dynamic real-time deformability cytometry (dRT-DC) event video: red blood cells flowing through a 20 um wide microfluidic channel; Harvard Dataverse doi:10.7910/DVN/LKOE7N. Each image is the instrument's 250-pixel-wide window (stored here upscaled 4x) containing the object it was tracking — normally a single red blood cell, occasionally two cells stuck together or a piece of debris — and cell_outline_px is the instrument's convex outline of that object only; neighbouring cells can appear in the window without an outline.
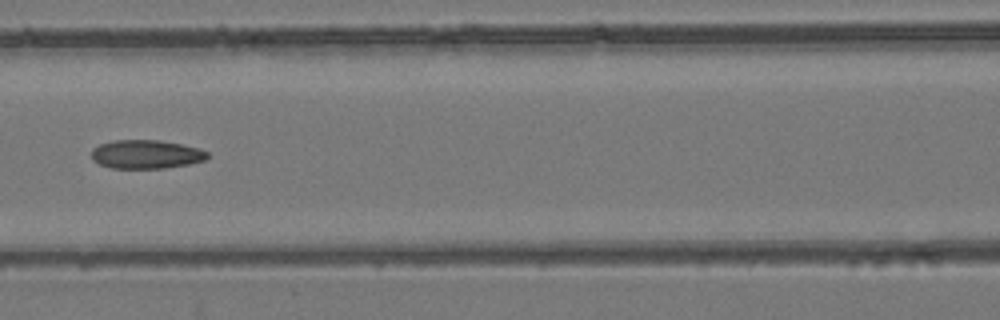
{"species": "common noctule bat (a hibernating species)", "species_latin": "Nyctalus noctula", "temperature_condition": "room temperature", "stored_images_in_passage": 6, "camera_frame_rate_fps": 3000, "um_per_image_px": 0.085, "animal": {"sex": "female", "body_mass_g": 24.6, "forearm_length_mm": 56.2}, "frame": {"image": 1, "passage_image": 6, "time_ms": 5.667, "image_size_px": [1000, 320], "cell_outline_px": [[208, 156], [204, 160], [188, 164], [164, 168], [112, 168], [100, 164], [92, 160], [92, 148], [100, 144], [116, 140], [160, 140], [200, 148], [208, 152]], "centroid_in_image_um": [12.41, 13.11], "position_along_channel_um": 154.2, "area_um2": 19.31}}